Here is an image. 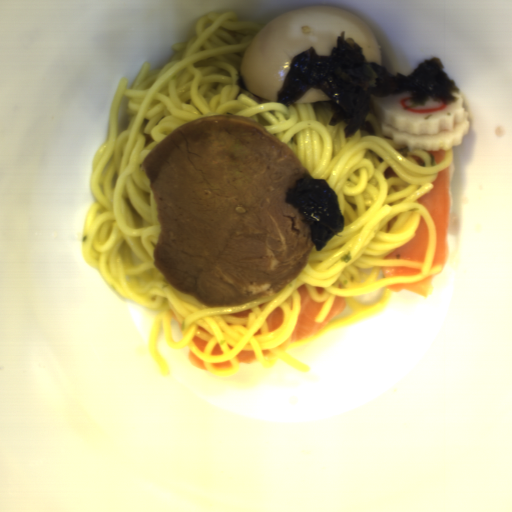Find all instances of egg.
<instances>
[{
    "label": "egg",
    "mask_w": 512,
    "mask_h": 512,
    "mask_svg": "<svg viewBox=\"0 0 512 512\" xmlns=\"http://www.w3.org/2000/svg\"><path fill=\"white\" fill-rule=\"evenodd\" d=\"M342 31L368 62L382 66L380 44L365 20L336 5L320 4L283 12L262 27L239 64V76L248 92L277 102L292 58L310 46L318 56H327Z\"/></svg>",
    "instance_id": "d2b9013d"
},
{
    "label": "egg",
    "mask_w": 512,
    "mask_h": 512,
    "mask_svg": "<svg viewBox=\"0 0 512 512\" xmlns=\"http://www.w3.org/2000/svg\"><path fill=\"white\" fill-rule=\"evenodd\" d=\"M319 101L331 100L322 90L309 87L295 104H312Z\"/></svg>",
    "instance_id": "2799bb9f"
}]
</instances>
